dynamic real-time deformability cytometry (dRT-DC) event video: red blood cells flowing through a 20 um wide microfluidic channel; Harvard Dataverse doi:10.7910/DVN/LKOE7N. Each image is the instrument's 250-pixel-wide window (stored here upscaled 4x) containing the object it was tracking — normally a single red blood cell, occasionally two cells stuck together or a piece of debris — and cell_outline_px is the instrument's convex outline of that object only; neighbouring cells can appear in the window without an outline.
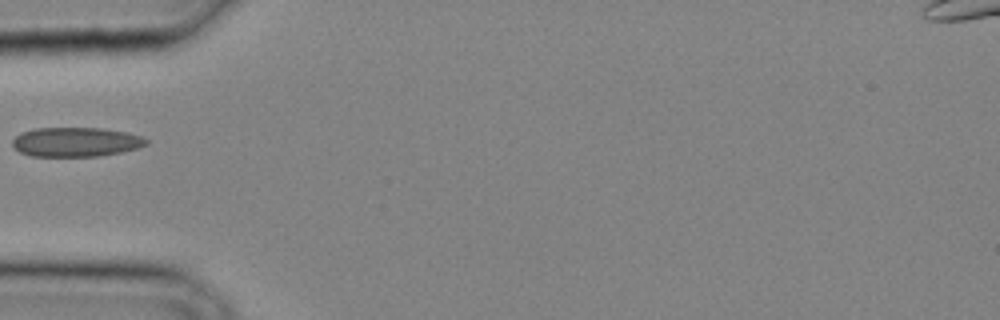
{"species": "common noctule bat (a hibernating species)", "species_latin": "Nyctalus noctula", "temperature_condition": "cold", "stored_images_in_passage": 6, "camera_frame_rate_fps": 3000, "um_per_image_px": 0.085, "animal": {"sex": "male", "body_mass_g": 20.4}, "frame": {"image": 1, "passage_image": 1, "time_ms": 0.0, "image_size_px": [1000, 320], "cell_outline_px": [[148, 144], [136, 148], [120, 152], [100, 156], [32, 156], [20, 152], [12, 144], [12, 140], [20, 132], [36, 128], [104, 128], [128, 132], [140, 136], [148, 140]], "centroid_in_image_um": [6.45, 12.06], "position_along_channel_um": 78.6, "area_um2": 22.89}}
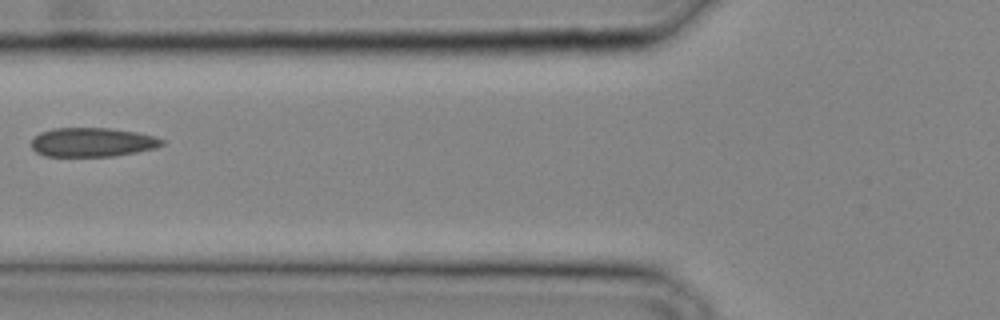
{"frame": {"image": 2, "passage_image": 3, "time_ms": 0.667, "image_size_px": [1000, 320], "cell_outline_px": [[164, 144], [156, 148], [116, 156], [44, 156], [36, 152], [32, 148], [32, 136], [40, 132], [56, 128], [108, 128], [136, 132], [156, 136], [164, 140]], "centroid_in_image_um": [7.85, 12.09], "position_along_channel_um": 118.0, "area_um2": 22.25}}
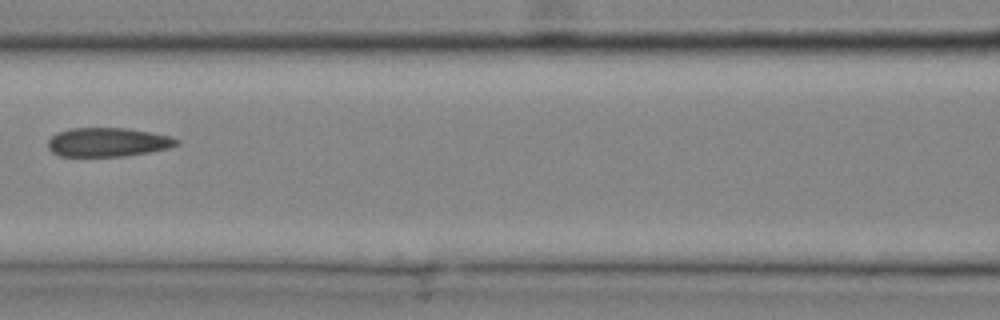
{"frame": {"image": 3, "passage_image": 5, "time_ms": 1.333, "image_size_px": [1000, 320], "cell_outline_px": [[180, 144], [168, 148], [148, 152], [124, 156], [60, 156], [52, 152], [48, 148], [48, 140], [56, 132], [72, 128], [128, 128], [172, 136], [180, 140]], "centroid_in_image_um": [9.17, 12.08], "position_along_channel_um": 157.4, "area_um2": 21.79}}